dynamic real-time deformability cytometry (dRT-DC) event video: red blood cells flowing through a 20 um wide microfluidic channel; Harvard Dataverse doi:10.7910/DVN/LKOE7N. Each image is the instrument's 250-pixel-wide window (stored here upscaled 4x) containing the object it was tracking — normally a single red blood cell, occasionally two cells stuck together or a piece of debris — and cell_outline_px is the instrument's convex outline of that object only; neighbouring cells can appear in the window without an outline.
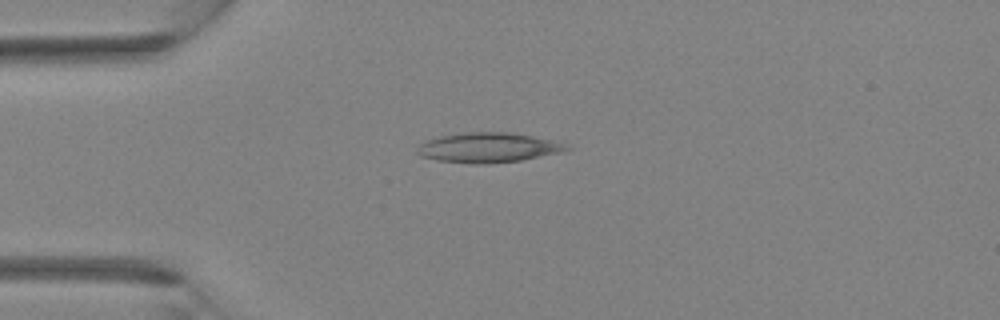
{"species": "Egyptian fruit bat (a non-hibernating species)", "species_latin": "Rousettus aegyptiacus", "temperature_condition": "room temperature", "stored_images_in_passage": 4, "camera_frame_rate_fps": 3000, "um_per_image_px": 0.085, "animal": {"sex": "female"}, "frame": {"image": 1, "passage_image": 3, "time_ms": 2.333, "image_size_px": [1000, 320], "cell_outline_px": [[572, 148], [564, 152], [520, 160], [484, 164], [476, 164], [436, 160], [420, 156], [416, 152], [416, 148], [424, 140], [440, 136], [460, 132], [508, 132], [564, 140]], "centroid_in_image_um": [41.57, 12.53], "position_along_channel_um": 43.4, "area_um2": 26.65}}
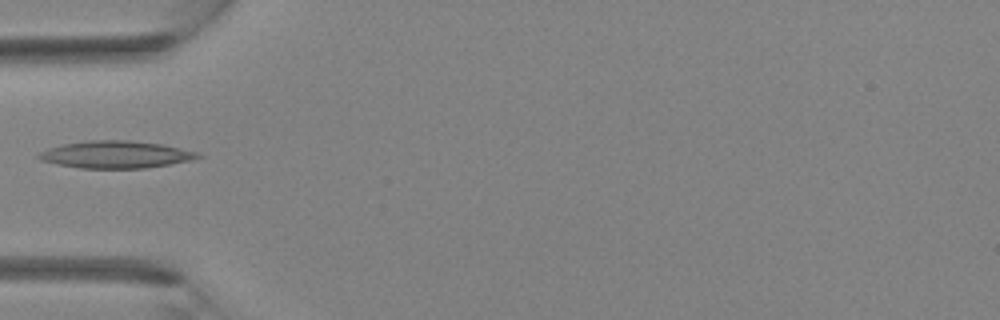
{"frame": {"image": 2, "passage_image": 4, "time_ms": 3.333, "image_size_px": [1000, 320], "cell_outline_px": [[204, 156], [192, 160], [144, 168], [80, 168], [56, 164], [40, 160], [36, 156], [40, 152], [48, 148], [60, 144], [84, 140], [128, 140], [160, 144], [200, 152]], "centroid_in_image_um": [9.81, 13.13], "position_along_channel_um": 75.2, "area_um2": 25.37}}